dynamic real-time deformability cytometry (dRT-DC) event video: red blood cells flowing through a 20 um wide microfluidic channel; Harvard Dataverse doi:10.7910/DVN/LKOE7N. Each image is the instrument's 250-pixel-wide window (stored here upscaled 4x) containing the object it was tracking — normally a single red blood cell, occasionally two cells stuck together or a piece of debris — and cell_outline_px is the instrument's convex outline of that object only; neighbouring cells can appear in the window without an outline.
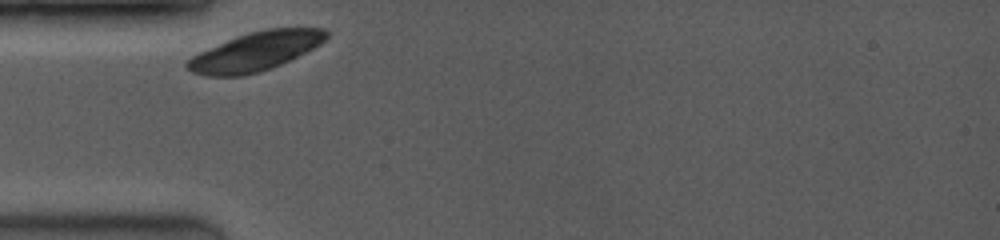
{"species": "common noctule bat (a hibernating species)", "species_latin": "Nyctalus noctula", "temperature_condition": "room temperature", "stored_images_in_passage": 5, "camera_frame_rate_fps": 3500, "um_per_image_px": 0.085, "animal": {"sex": "female", "body_mass_g": 19.0, "forearm_length_mm": 53.3}, "frame": {"image": 1, "passage_image": 1, "time_ms": 0.0, "image_size_px": [1000, 240], "cell_outline_px": [[328, 36], [320, 44], [280, 64], [244, 76], [208, 76], [192, 72], [184, 64], [192, 56], [200, 52], [236, 36], [248, 32], [268, 28], [324, 28], [328, 32]], "centroid_in_image_um": [21.7, 4.36], "position_along_channel_um": 63.3, "area_um2": 30.87}}